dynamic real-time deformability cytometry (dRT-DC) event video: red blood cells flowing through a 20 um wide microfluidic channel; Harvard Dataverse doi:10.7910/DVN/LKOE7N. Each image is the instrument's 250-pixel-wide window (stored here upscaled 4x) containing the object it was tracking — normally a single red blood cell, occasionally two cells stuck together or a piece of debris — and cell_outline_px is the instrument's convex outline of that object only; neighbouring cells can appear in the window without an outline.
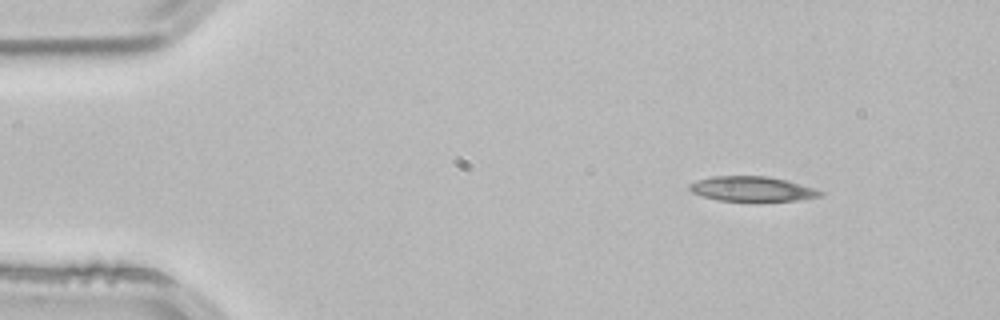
{"species": "common noctule bat (a hibernating species)", "species_latin": "Nyctalus noctula", "temperature_condition": "room temperature", "stored_images_in_passage": 3, "camera_frame_rate_fps": 3000, "um_per_image_px": 0.085, "animal": {"sex": "male", "body_mass_g": 21.5, "forearm_length_mm": 52.0}, "frame": {"image": 1, "passage_image": 1, "time_ms": 0.0, "image_size_px": [1000, 320], "cell_outline_px": [[824, 196], [796, 200], [716, 200], [692, 192], [688, 188], [688, 184], [696, 180], [712, 176], [764, 176], [784, 180], [816, 188], [824, 192]], "centroid_in_image_um": [63.92, 16.04], "position_along_channel_um": 21.1, "area_um2": 18.67}}
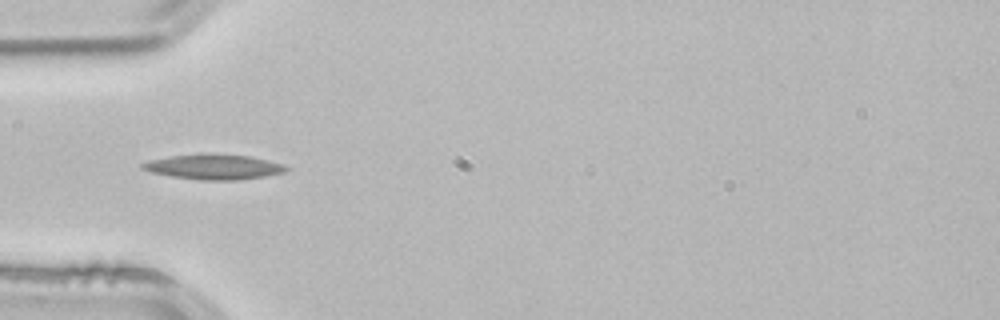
{"frame": {"image": 2, "passage_image": 3, "time_ms": 0.667, "image_size_px": [1000, 320], "cell_outline_px": [[292, 168], [284, 172], [264, 176], [240, 180], [200, 180], [172, 176], [152, 172], [140, 168], [140, 164], [148, 160], [168, 156], [200, 152], [212, 152], [248, 156], [268, 160], [284, 164]], "centroid_in_image_um": [18.16, 14.15], "position_along_channel_um": 66.8, "area_um2": 21.56}}